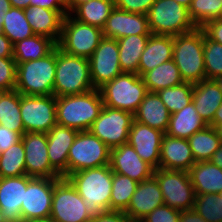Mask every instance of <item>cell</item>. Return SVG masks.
<instances>
[{"label":"cell","mask_w":222,"mask_h":222,"mask_svg":"<svg viewBox=\"0 0 222 222\" xmlns=\"http://www.w3.org/2000/svg\"><path fill=\"white\" fill-rule=\"evenodd\" d=\"M66 10H51L38 6H29L25 9V16L34 34L51 38L59 42L62 22L67 15Z\"/></svg>","instance_id":"cb8c5ba5"},{"label":"cell","mask_w":222,"mask_h":222,"mask_svg":"<svg viewBox=\"0 0 222 222\" xmlns=\"http://www.w3.org/2000/svg\"><path fill=\"white\" fill-rule=\"evenodd\" d=\"M11 7H17L19 9L25 10L30 6V0H9Z\"/></svg>","instance_id":"db71d44e"},{"label":"cell","mask_w":222,"mask_h":222,"mask_svg":"<svg viewBox=\"0 0 222 222\" xmlns=\"http://www.w3.org/2000/svg\"><path fill=\"white\" fill-rule=\"evenodd\" d=\"M155 0H115V7L127 12L147 15Z\"/></svg>","instance_id":"f6af8a7d"},{"label":"cell","mask_w":222,"mask_h":222,"mask_svg":"<svg viewBox=\"0 0 222 222\" xmlns=\"http://www.w3.org/2000/svg\"><path fill=\"white\" fill-rule=\"evenodd\" d=\"M21 136L14 131L0 125V153L6 151L14 143L18 142Z\"/></svg>","instance_id":"c3c4849f"},{"label":"cell","mask_w":222,"mask_h":222,"mask_svg":"<svg viewBox=\"0 0 222 222\" xmlns=\"http://www.w3.org/2000/svg\"><path fill=\"white\" fill-rule=\"evenodd\" d=\"M201 28L209 39L222 44V18L211 20Z\"/></svg>","instance_id":"bcb514c9"},{"label":"cell","mask_w":222,"mask_h":222,"mask_svg":"<svg viewBox=\"0 0 222 222\" xmlns=\"http://www.w3.org/2000/svg\"><path fill=\"white\" fill-rule=\"evenodd\" d=\"M212 164L222 169V144L221 146L214 152L213 156L209 160Z\"/></svg>","instance_id":"f5cc1de1"},{"label":"cell","mask_w":222,"mask_h":222,"mask_svg":"<svg viewBox=\"0 0 222 222\" xmlns=\"http://www.w3.org/2000/svg\"><path fill=\"white\" fill-rule=\"evenodd\" d=\"M209 125H222V103L218 107L215 116L213 118V121Z\"/></svg>","instance_id":"9f6ffc18"},{"label":"cell","mask_w":222,"mask_h":222,"mask_svg":"<svg viewBox=\"0 0 222 222\" xmlns=\"http://www.w3.org/2000/svg\"><path fill=\"white\" fill-rule=\"evenodd\" d=\"M142 79L147 90L156 93L184 82L173 60L163 62L151 71L146 72Z\"/></svg>","instance_id":"1f68e13d"},{"label":"cell","mask_w":222,"mask_h":222,"mask_svg":"<svg viewBox=\"0 0 222 222\" xmlns=\"http://www.w3.org/2000/svg\"><path fill=\"white\" fill-rule=\"evenodd\" d=\"M206 126L207 124L197 113L193 102H190L180 111L171 114L168 129L165 134L172 137L188 139Z\"/></svg>","instance_id":"f1b7e54d"},{"label":"cell","mask_w":222,"mask_h":222,"mask_svg":"<svg viewBox=\"0 0 222 222\" xmlns=\"http://www.w3.org/2000/svg\"><path fill=\"white\" fill-rule=\"evenodd\" d=\"M192 102L199 116L209 125L222 103V91L214 79H204L194 84Z\"/></svg>","instance_id":"d4e9b609"},{"label":"cell","mask_w":222,"mask_h":222,"mask_svg":"<svg viewBox=\"0 0 222 222\" xmlns=\"http://www.w3.org/2000/svg\"><path fill=\"white\" fill-rule=\"evenodd\" d=\"M16 64L15 89L21 95H54L56 48L46 57Z\"/></svg>","instance_id":"5b68a950"},{"label":"cell","mask_w":222,"mask_h":222,"mask_svg":"<svg viewBox=\"0 0 222 222\" xmlns=\"http://www.w3.org/2000/svg\"><path fill=\"white\" fill-rule=\"evenodd\" d=\"M188 14L194 25L201 28L211 20L222 18V0H192Z\"/></svg>","instance_id":"ab89813d"},{"label":"cell","mask_w":222,"mask_h":222,"mask_svg":"<svg viewBox=\"0 0 222 222\" xmlns=\"http://www.w3.org/2000/svg\"><path fill=\"white\" fill-rule=\"evenodd\" d=\"M179 222H206L194 209L182 210Z\"/></svg>","instance_id":"816d5d0a"},{"label":"cell","mask_w":222,"mask_h":222,"mask_svg":"<svg viewBox=\"0 0 222 222\" xmlns=\"http://www.w3.org/2000/svg\"><path fill=\"white\" fill-rule=\"evenodd\" d=\"M188 172L196 195L222 191V169L210 161L196 162Z\"/></svg>","instance_id":"83f0119b"},{"label":"cell","mask_w":222,"mask_h":222,"mask_svg":"<svg viewBox=\"0 0 222 222\" xmlns=\"http://www.w3.org/2000/svg\"><path fill=\"white\" fill-rule=\"evenodd\" d=\"M170 116V112L158 94L148 91L134 113V120L165 133L168 129Z\"/></svg>","instance_id":"4316f807"},{"label":"cell","mask_w":222,"mask_h":222,"mask_svg":"<svg viewBox=\"0 0 222 222\" xmlns=\"http://www.w3.org/2000/svg\"><path fill=\"white\" fill-rule=\"evenodd\" d=\"M114 8L115 0H91L79 5L71 14L82 23L103 29Z\"/></svg>","instance_id":"836d02e7"},{"label":"cell","mask_w":222,"mask_h":222,"mask_svg":"<svg viewBox=\"0 0 222 222\" xmlns=\"http://www.w3.org/2000/svg\"><path fill=\"white\" fill-rule=\"evenodd\" d=\"M213 126V128L215 129L218 138L220 139V142L222 144V125H210Z\"/></svg>","instance_id":"680465c9"},{"label":"cell","mask_w":222,"mask_h":222,"mask_svg":"<svg viewBox=\"0 0 222 222\" xmlns=\"http://www.w3.org/2000/svg\"><path fill=\"white\" fill-rule=\"evenodd\" d=\"M195 163L188 139L164 134L160 148V169L189 171Z\"/></svg>","instance_id":"603a6c76"},{"label":"cell","mask_w":222,"mask_h":222,"mask_svg":"<svg viewBox=\"0 0 222 222\" xmlns=\"http://www.w3.org/2000/svg\"><path fill=\"white\" fill-rule=\"evenodd\" d=\"M104 38H119L130 35H151L148 16L114 8L102 29Z\"/></svg>","instance_id":"d6986e66"},{"label":"cell","mask_w":222,"mask_h":222,"mask_svg":"<svg viewBox=\"0 0 222 222\" xmlns=\"http://www.w3.org/2000/svg\"><path fill=\"white\" fill-rule=\"evenodd\" d=\"M93 89L89 59L66 54L56 47L54 96L79 95Z\"/></svg>","instance_id":"277c9868"},{"label":"cell","mask_w":222,"mask_h":222,"mask_svg":"<svg viewBox=\"0 0 222 222\" xmlns=\"http://www.w3.org/2000/svg\"><path fill=\"white\" fill-rule=\"evenodd\" d=\"M113 172L110 165L85 169L66 178L83 198L91 217L110 210Z\"/></svg>","instance_id":"6da1fadb"},{"label":"cell","mask_w":222,"mask_h":222,"mask_svg":"<svg viewBox=\"0 0 222 222\" xmlns=\"http://www.w3.org/2000/svg\"><path fill=\"white\" fill-rule=\"evenodd\" d=\"M2 24H3V18H0V34L3 33V27H2Z\"/></svg>","instance_id":"03108f58"},{"label":"cell","mask_w":222,"mask_h":222,"mask_svg":"<svg viewBox=\"0 0 222 222\" xmlns=\"http://www.w3.org/2000/svg\"><path fill=\"white\" fill-rule=\"evenodd\" d=\"M133 121L131 112L104 106L88 131L113 149L128 143Z\"/></svg>","instance_id":"8fae6325"},{"label":"cell","mask_w":222,"mask_h":222,"mask_svg":"<svg viewBox=\"0 0 222 222\" xmlns=\"http://www.w3.org/2000/svg\"><path fill=\"white\" fill-rule=\"evenodd\" d=\"M0 222H8L1 209H0Z\"/></svg>","instance_id":"e7e4bbea"},{"label":"cell","mask_w":222,"mask_h":222,"mask_svg":"<svg viewBox=\"0 0 222 222\" xmlns=\"http://www.w3.org/2000/svg\"><path fill=\"white\" fill-rule=\"evenodd\" d=\"M65 8L68 13V1L69 0H58Z\"/></svg>","instance_id":"be15d7a7"},{"label":"cell","mask_w":222,"mask_h":222,"mask_svg":"<svg viewBox=\"0 0 222 222\" xmlns=\"http://www.w3.org/2000/svg\"><path fill=\"white\" fill-rule=\"evenodd\" d=\"M137 186L138 182L130 177L113 172L110 210L124 212L128 208Z\"/></svg>","instance_id":"74e56055"},{"label":"cell","mask_w":222,"mask_h":222,"mask_svg":"<svg viewBox=\"0 0 222 222\" xmlns=\"http://www.w3.org/2000/svg\"><path fill=\"white\" fill-rule=\"evenodd\" d=\"M204 65L206 79L222 74V44L209 39L204 33Z\"/></svg>","instance_id":"b9f144b4"},{"label":"cell","mask_w":222,"mask_h":222,"mask_svg":"<svg viewBox=\"0 0 222 222\" xmlns=\"http://www.w3.org/2000/svg\"><path fill=\"white\" fill-rule=\"evenodd\" d=\"M181 210L162 205L154 209L140 222H179Z\"/></svg>","instance_id":"ee69618b"},{"label":"cell","mask_w":222,"mask_h":222,"mask_svg":"<svg viewBox=\"0 0 222 222\" xmlns=\"http://www.w3.org/2000/svg\"><path fill=\"white\" fill-rule=\"evenodd\" d=\"M50 217L55 222H90L83 198L67 178L61 177L54 185Z\"/></svg>","instance_id":"7c38bea8"},{"label":"cell","mask_w":222,"mask_h":222,"mask_svg":"<svg viewBox=\"0 0 222 222\" xmlns=\"http://www.w3.org/2000/svg\"><path fill=\"white\" fill-rule=\"evenodd\" d=\"M67 14L57 47L64 53L89 59L104 38L101 28L82 23Z\"/></svg>","instance_id":"52a82bcc"},{"label":"cell","mask_w":222,"mask_h":222,"mask_svg":"<svg viewBox=\"0 0 222 222\" xmlns=\"http://www.w3.org/2000/svg\"><path fill=\"white\" fill-rule=\"evenodd\" d=\"M91 0H69L68 1V14H71L79 5L89 2Z\"/></svg>","instance_id":"11a10c76"},{"label":"cell","mask_w":222,"mask_h":222,"mask_svg":"<svg viewBox=\"0 0 222 222\" xmlns=\"http://www.w3.org/2000/svg\"><path fill=\"white\" fill-rule=\"evenodd\" d=\"M2 27L3 34L12 44L35 35L26 19L25 10L17 7H11L5 12Z\"/></svg>","instance_id":"d590c367"},{"label":"cell","mask_w":222,"mask_h":222,"mask_svg":"<svg viewBox=\"0 0 222 222\" xmlns=\"http://www.w3.org/2000/svg\"><path fill=\"white\" fill-rule=\"evenodd\" d=\"M110 164V148L89 131L78 132L70 147L67 176L77 171Z\"/></svg>","instance_id":"9c48e42d"},{"label":"cell","mask_w":222,"mask_h":222,"mask_svg":"<svg viewBox=\"0 0 222 222\" xmlns=\"http://www.w3.org/2000/svg\"><path fill=\"white\" fill-rule=\"evenodd\" d=\"M214 80L217 83L219 89L222 91V74L220 76L216 77Z\"/></svg>","instance_id":"6125c7cd"},{"label":"cell","mask_w":222,"mask_h":222,"mask_svg":"<svg viewBox=\"0 0 222 222\" xmlns=\"http://www.w3.org/2000/svg\"><path fill=\"white\" fill-rule=\"evenodd\" d=\"M90 61V77L95 89L112 81L122 72L119 62V45L116 39L103 38Z\"/></svg>","instance_id":"2e32d148"},{"label":"cell","mask_w":222,"mask_h":222,"mask_svg":"<svg viewBox=\"0 0 222 222\" xmlns=\"http://www.w3.org/2000/svg\"><path fill=\"white\" fill-rule=\"evenodd\" d=\"M164 134L160 130L134 120L129 130L128 143L133 146L143 161L154 169H158L161 142Z\"/></svg>","instance_id":"ac0fdd59"},{"label":"cell","mask_w":222,"mask_h":222,"mask_svg":"<svg viewBox=\"0 0 222 222\" xmlns=\"http://www.w3.org/2000/svg\"><path fill=\"white\" fill-rule=\"evenodd\" d=\"M29 176L0 178V209L8 222H22L21 205Z\"/></svg>","instance_id":"44dd1931"},{"label":"cell","mask_w":222,"mask_h":222,"mask_svg":"<svg viewBox=\"0 0 222 222\" xmlns=\"http://www.w3.org/2000/svg\"><path fill=\"white\" fill-rule=\"evenodd\" d=\"M13 57V44L3 33L0 34V58Z\"/></svg>","instance_id":"f907efd6"},{"label":"cell","mask_w":222,"mask_h":222,"mask_svg":"<svg viewBox=\"0 0 222 222\" xmlns=\"http://www.w3.org/2000/svg\"><path fill=\"white\" fill-rule=\"evenodd\" d=\"M193 209L206 222H222V196L220 194H198Z\"/></svg>","instance_id":"60d3db41"},{"label":"cell","mask_w":222,"mask_h":222,"mask_svg":"<svg viewBox=\"0 0 222 222\" xmlns=\"http://www.w3.org/2000/svg\"><path fill=\"white\" fill-rule=\"evenodd\" d=\"M164 205L163 194L157 179L152 176L138 183L125 214L134 222H140L157 207Z\"/></svg>","instance_id":"ffe728a7"},{"label":"cell","mask_w":222,"mask_h":222,"mask_svg":"<svg viewBox=\"0 0 222 222\" xmlns=\"http://www.w3.org/2000/svg\"><path fill=\"white\" fill-rule=\"evenodd\" d=\"M172 60L184 82L196 84L206 79L202 28L173 37Z\"/></svg>","instance_id":"3957f363"},{"label":"cell","mask_w":222,"mask_h":222,"mask_svg":"<svg viewBox=\"0 0 222 222\" xmlns=\"http://www.w3.org/2000/svg\"><path fill=\"white\" fill-rule=\"evenodd\" d=\"M27 222H55L51 217L48 218H42V219H34Z\"/></svg>","instance_id":"94428289"},{"label":"cell","mask_w":222,"mask_h":222,"mask_svg":"<svg viewBox=\"0 0 222 222\" xmlns=\"http://www.w3.org/2000/svg\"><path fill=\"white\" fill-rule=\"evenodd\" d=\"M150 35H130L119 38V62L122 72L138 74L141 54Z\"/></svg>","instance_id":"4dcf8cb0"},{"label":"cell","mask_w":222,"mask_h":222,"mask_svg":"<svg viewBox=\"0 0 222 222\" xmlns=\"http://www.w3.org/2000/svg\"><path fill=\"white\" fill-rule=\"evenodd\" d=\"M21 94L16 90L0 92V125L22 136L25 131L20 114Z\"/></svg>","instance_id":"d6a6232c"},{"label":"cell","mask_w":222,"mask_h":222,"mask_svg":"<svg viewBox=\"0 0 222 222\" xmlns=\"http://www.w3.org/2000/svg\"><path fill=\"white\" fill-rule=\"evenodd\" d=\"M25 151L26 175L36 178H61L49 162L46 133L26 132L21 136Z\"/></svg>","instance_id":"9a60e30c"},{"label":"cell","mask_w":222,"mask_h":222,"mask_svg":"<svg viewBox=\"0 0 222 222\" xmlns=\"http://www.w3.org/2000/svg\"><path fill=\"white\" fill-rule=\"evenodd\" d=\"M173 1H176L177 3L185 6L186 8H189L192 0H173Z\"/></svg>","instance_id":"91938a15"},{"label":"cell","mask_w":222,"mask_h":222,"mask_svg":"<svg viewBox=\"0 0 222 222\" xmlns=\"http://www.w3.org/2000/svg\"><path fill=\"white\" fill-rule=\"evenodd\" d=\"M26 175L25 151L20 139L0 153V178Z\"/></svg>","instance_id":"8d00e7d4"},{"label":"cell","mask_w":222,"mask_h":222,"mask_svg":"<svg viewBox=\"0 0 222 222\" xmlns=\"http://www.w3.org/2000/svg\"><path fill=\"white\" fill-rule=\"evenodd\" d=\"M59 179L29 177L21 205L22 222L50 217L54 185Z\"/></svg>","instance_id":"5bb4252c"},{"label":"cell","mask_w":222,"mask_h":222,"mask_svg":"<svg viewBox=\"0 0 222 222\" xmlns=\"http://www.w3.org/2000/svg\"><path fill=\"white\" fill-rule=\"evenodd\" d=\"M90 222H134L123 211H103L100 215L92 217Z\"/></svg>","instance_id":"7dc6e473"},{"label":"cell","mask_w":222,"mask_h":222,"mask_svg":"<svg viewBox=\"0 0 222 222\" xmlns=\"http://www.w3.org/2000/svg\"><path fill=\"white\" fill-rule=\"evenodd\" d=\"M153 176L158 181L165 205L181 211L193 209L196 194L188 171L158 168Z\"/></svg>","instance_id":"30bf717a"},{"label":"cell","mask_w":222,"mask_h":222,"mask_svg":"<svg viewBox=\"0 0 222 222\" xmlns=\"http://www.w3.org/2000/svg\"><path fill=\"white\" fill-rule=\"evenodd\" d=\"M112 172L130 177L140 183L154 175V168L143 161L129 143L110 149Z\"/></svg>","instance_id":"e0dca14e"},{"label":"cell","mask_w":222,"mask_h":222,"mask_svg":"<svg viewBox=\"0 0 222 222\" xmlns=\"http://www.w3.org/2000/svg\"><path fill=\"white\" fill-rule=\"evenodd\" d=\"M11 8V4L9 0H0V18H3V15L6 11Z\"/></svg>","instance_id":"6f0895ef"},{"label":"cell","mask_w":222,"mask_h":222,"mask_svg":"<svg viewBox=\"0 0 222 222\" xmlns=\"http://www.w3.org/2000/svg\"><path fill=\"white\" fill-rule=\"evenodd\" d=\"M20 114L25 133H48L57 124L56 97L21 95Z\"/></svg>","instance_id":"4fadbf2b"},{"label":"cell","mask_w":222,"mask_h":222,"mask_svg":"<svg viewBox=\"0 0 222 222\" xmlns=\"http://www.w3.org/2000/svg\"><path fill=\"white\" fill-rule=\"evenodd\" d=\"M194 84L183 82L157 92L170 114L180 111L192 102Z\"/></svg>","instance_id":"f35d334b"},{"label":"cell","mask_w":222,"mask_h":222,"mask_svg":"<svg viewBox=\"0 0 222 222\" xmlns=\"http://www.w3.org/2000/svg\"><path fill=\"white\" fill-rule=\"evenodd\" d=\"M57 47L49 37L33 35L13 44V58L16 63H24L46 57Z\"/></svg>","instance_id":"f546056e"},{"label":"cell","mask_w":222,"mask_h":222,"mask_svg":"<svg viewBox=\"0 0 222 222\" xmlns=\"http://www.w3.org/2000/svg\"><path fill=\"white\" fill-rule=\"evenodd\" d=\"M195 162L209 161L221 146L220 139L213 126L207 125L188 138Z\"/></svg>","instance_id":"e575fe53"},{"label":"cell","mask_w":222,"mask_h":222,"mask_svg":"<svg viewBox=\"0 0 222 222\" xmlns=\"http://www.w3.org/2000/svg\"><path fill=\"white\" fill-rule=\"evenodd\" d=\"M173 36L151 34L141 54L138 75L143 76L163 62L172 60Z\"/></svg>","instance_id":"484cf974"},{"label":"cell","mask_w":222,"mask_h":222,"mask_svg":"<svg viewBox=\"0 0 222 222\" xmlns=\"http://www.w3.org/2000/svg\"><path fill=\"white\" fill-rule=\"evenodd\" d=\"M16 72L17 64L13 57L0 58V92L15 89Z\"/></svg>","instance_id":"7bdbcfd3"},{"label":"cell","mask_w":222,"mask_h":222,"mask_svg":"<svg viewBox=\"0 0 222 222\" xmlns=\"http://www.w3.org/2000/svg\"><path fill=\"white\" fill-rule=\"evenodd\" d=\"M30 6H38L51 10H66L58 0H30Z\"/></svg>","instance_id":"681fc988"},{"label":"cell","mask_w":222,"mask_h":222,"mask_svg":"<svg viewBox=\"0 0 222 222\" xmlns=\"http://www.w3.org/2000/svg\"><path fill=\"white\" fill-rule=\"evenodd\" d=\"M78 132L75 129L56 124L46 133L49 162L63 178L67 177L68 154Z\"/></svg>","instance_id":"7402d4cb"},{"label":"cell","mask_w":222,"mask_h":222,"mask_svg":"<svg viewBox=\"0 0 222 222\" xmlns=\"http://www.w3.org/2000/svg\"><path fill=\"white\" fill-rule=\"evenodd\" d=\"M147 16L152 34L174 37L196 28L188 8L173 0H155Z\"/></svg>","instance_id":"ba28073f"},{"label":"cell","mask_w":222,"mask_h":222,"mask_svg":"<svg viewBox=\"0 0 222 222\" xmlns=\"http://www.w3.org/2000/svg\"><path fill=\"white\" fill-rule=\"evenodd\" d=\"M104 107L99 89L79 95L56 98L57 124L77 131H88Z\"/></svg>","instance_id":"7a4b0ae2"},{"label":"cell","mask_w":222,"mask_h":222,"mask_svg":"<svg viewBox=\"0 0 222 222\" xmlns=\"http://www.w3.org/2000/svg\"><path fill=\"white\" fill-rule=\"evenodd\" d=\"M104 106L134 114L143 101L147 87L141 76L123 72L99 88Z\"/></svg>","instance_id":"8992f818"}]
</instances>
